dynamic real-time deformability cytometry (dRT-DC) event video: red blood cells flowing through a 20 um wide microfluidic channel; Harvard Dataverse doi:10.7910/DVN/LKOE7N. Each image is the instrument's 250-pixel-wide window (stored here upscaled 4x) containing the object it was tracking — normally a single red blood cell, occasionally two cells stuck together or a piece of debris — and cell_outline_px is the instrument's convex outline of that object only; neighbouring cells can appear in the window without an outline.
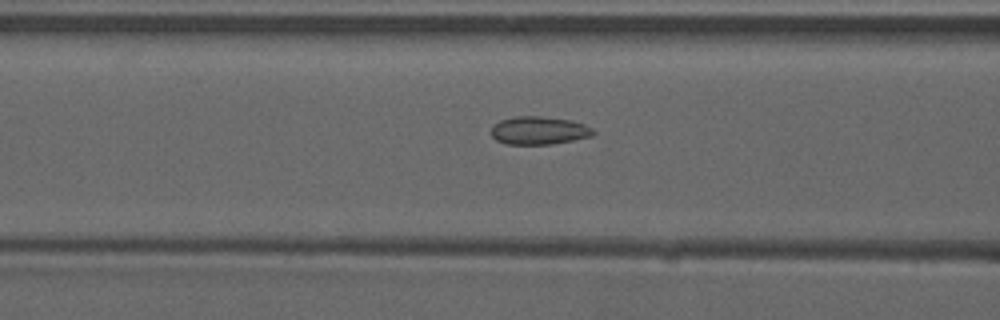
{"species": "common noctule bat (a hibernating species)", "species_latin": "Nyctalus noctula", "temperature_condition": "warm", "stored_images_in_passage": 14, "camera_frame_rate_fps": 3000, "um_per_image_px": 0.085, "animal": {"sex": "male", "forearm_length_mm": 52.5}, "frame": {"image": 1, "passage_image": 12, "time_ms": 3.667, "image_size_px": [1000, 320], "cell_outline_px": [[596, 132], [592, 136], [552, 144], [504, 144], [496, 140], [492, 136], [492, 124], [500, 120], [516, 116], [540, 116], [572, 120], [584, 124], [592, 128]], "centroid_in_image_um": [45.8, 11.09], "position_along_channel_um": 120.8, "area_um2": 16.76}}